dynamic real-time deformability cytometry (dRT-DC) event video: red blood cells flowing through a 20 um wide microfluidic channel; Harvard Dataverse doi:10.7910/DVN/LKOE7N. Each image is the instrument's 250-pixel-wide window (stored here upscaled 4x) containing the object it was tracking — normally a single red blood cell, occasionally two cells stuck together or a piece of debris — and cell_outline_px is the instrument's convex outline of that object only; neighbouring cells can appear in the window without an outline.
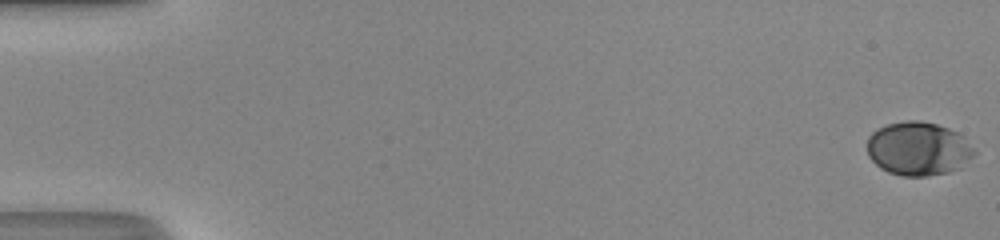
{"species": "human", "species_latin": "Homo sapiens", "temperature_condition": "room temperature", "stored_images_in_passage": 29, "camera_frame_rate_fps": 3000, "um_per_image_px": 0.085, "donor": {"sex": "male"}, "frame": {"image": 1, "passage_image": 1, "time_ms": 0.0, "image_size_px": [1000, 240], "cell_outline_px": [[976, 152], [960, 168], [948, 172], [928, 176], [904, 176], [888, 172], [880, 168], [868, 156], [868, 136], [876, 128], [888, 124], [908, 120], [920, 120], [936, 124], [948, 128], [964, 136]], "centroid_in_image_um": [78.04, 12.63], "position_along_channel_um": 7.0, "area_um2": 33.52}}
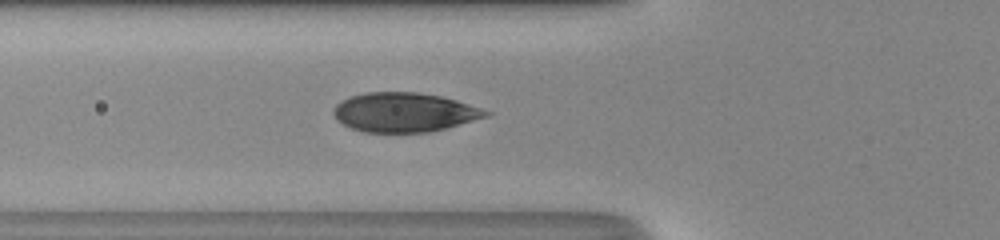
{"frame": {"image": 2, "passage_image": 20, "time_ms": 6.333, "image_size_px": [1000, 240], "cell_outline_px": [[492, 112], [488, 116], [444, 128], [428, 132], [364, 132], [352, 128], [336, 120], [332, 112], [336, 104], [340, 100], [348, 96], [368, 92], [416, 92], [440, 96], [456, 100]], "centroid_in_image_um": [34.3, 9.53], "position_along_channel_um": 91.5, "area_um2": 34.68}}
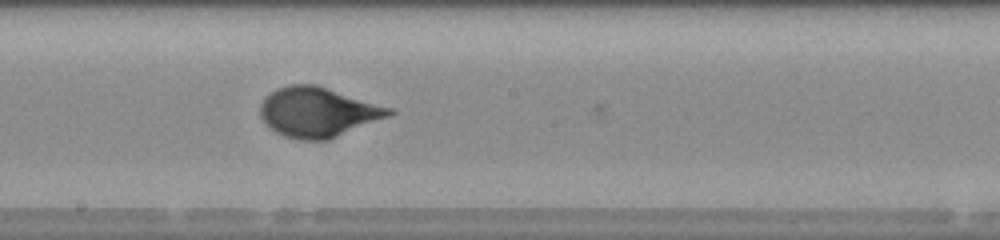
{"frame": {"image": 3, "passage_image": 29, "time_ms": 9.333, "image_size_px": [1000, 240], "cell_outline_px": [[396, 112], [388, 116], [328, 140], [300, 140], [284, 136], [276, 132], [264, 124], [260, 116], [260, 104], [264, 96], [276, 88], [288, 84], [316, 84], [392, 108]], "centroid_in_image_um": [26.96, 9.52], "position_along_channel_um": 221.2, "area_um2": 37.45}}